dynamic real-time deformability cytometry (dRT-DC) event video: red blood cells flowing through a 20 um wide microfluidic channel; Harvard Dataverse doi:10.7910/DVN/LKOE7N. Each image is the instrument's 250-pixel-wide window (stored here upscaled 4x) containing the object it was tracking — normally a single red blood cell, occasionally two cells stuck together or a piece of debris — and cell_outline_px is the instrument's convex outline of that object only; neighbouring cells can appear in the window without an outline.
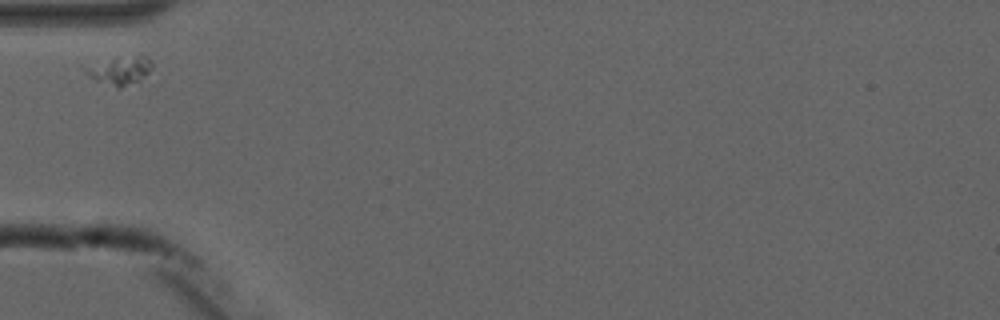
{"species": "common noctule bat (a hibernating species)", "species_latin": "Nyctalus noctula", "temperature_condition": "cold", "stored_images_in_passage": 5, "camera_frame_rate_fps": 3000, "um_per_image_px": 0.085, "animal": {"sex": "male", "forearm_length_mm": 52.5}, "frame": {"image": 1, "passage_image": 1, "time_ms": 0.0, "image_size_px": [1000, 320], "cell_outline_px": [[152, 68], [144, 76], [120, 88], [116, 88], [96, 80], [84, 72], [84, 68], [116, 56], [140, 52], [148, 56], [152, 64]], "centroid_in_image_um": [10.25, 5.91], "position_along_channel_um": 74.8, "area_um2": 11.1}}
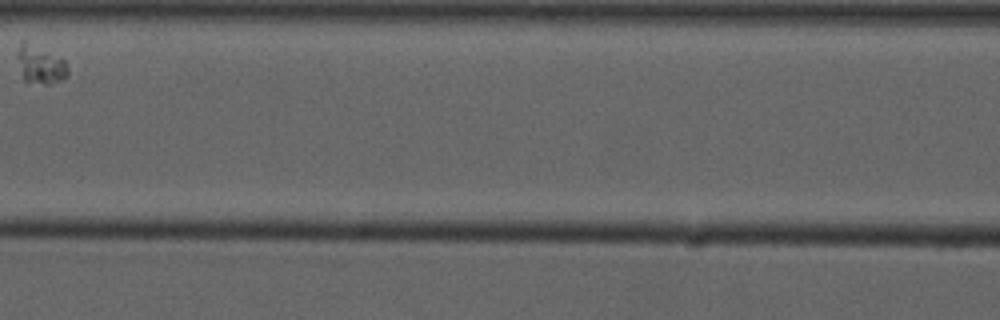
{"frame": {"image": 2, "passage_image": 3, "time_ms": 2.667, "image_size_px": [1000, 320], "cell_outline_px": [[68, 76], [60, 80], [48, 84], [44, 84], [24, 80], [16, 56], [20, 40], [24, 40], [64, 60], [68, 68]], "centroid_in_image_um": [3.4, 5.48], "position_along_channel_um": 163.2, "area_um2": 10.98}}
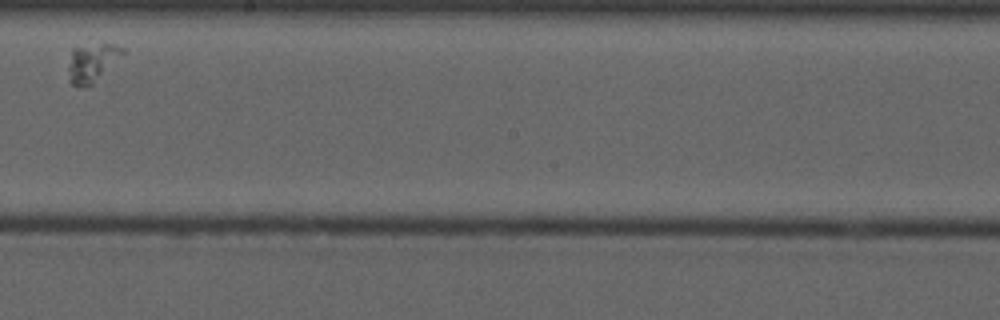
{"frame": {"image": 3, "passage_image": 5, "time_ms": 5.0, "image_size_px": [1000, 320], "cell_outline_px": [[128, 52], [88, 88], [76, 88], [68, 80], [68, 68], [72, 48], [104, 44], [112, 44], [124, 48]], "centroid_in_image_um": [7.85, 5.37], "position_along_channel_um": 240.4, "area_um2": 12.43}}